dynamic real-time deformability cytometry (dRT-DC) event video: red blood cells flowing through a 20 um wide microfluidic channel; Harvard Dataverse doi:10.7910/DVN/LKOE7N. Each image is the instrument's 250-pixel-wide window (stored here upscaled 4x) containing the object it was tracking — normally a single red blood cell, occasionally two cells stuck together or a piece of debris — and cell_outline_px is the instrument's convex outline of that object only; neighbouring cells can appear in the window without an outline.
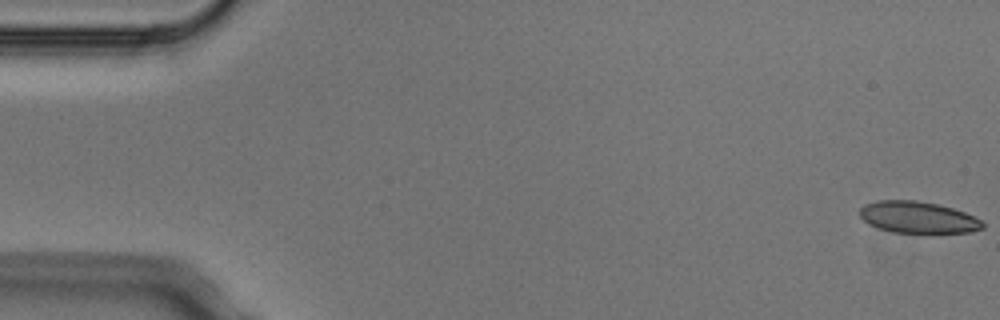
{"species": "Egyptian fruit bat (a non-hibernating species)", "species_latin": "Rousettus aegyptiacus", "temperature_condition": "cold", "stored_images_in_passage": 5, "camera_frame_rate_fps": 3000, "um_per_image_px": 0.085, "animal": {"sex": "male"}, "frame": {"image": 1, "passage_image": 1, "time_ms": 0.0, "image_size_px": [1000, 320], "cell_outline_px": [[984, 228], [972, 232], [892, 232], [868, 224], [860, 216], [860, 208], [864, 204], [876, 200], [916, 200], [936, 204], [952, 208], [964, 212], [980, 220], [984, 224]], "centroid_in_image_um": [77.99, 18.46], "position_along_channel_um": 7.0, "area_um2": 22.43}}
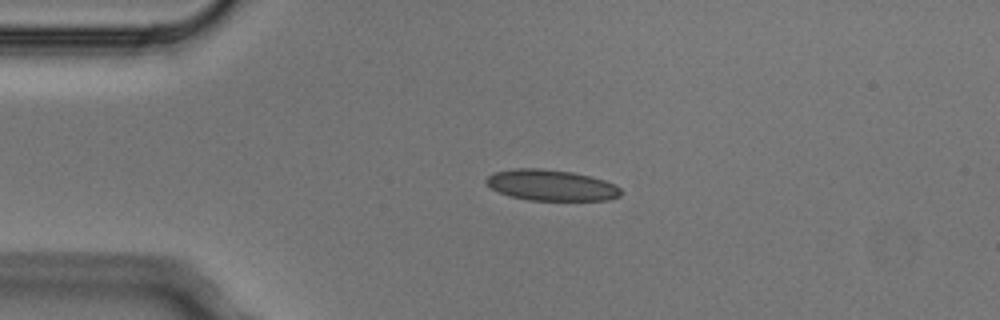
{"frame": {"image": 2, "passage_image": 4, "time_ms": 1.0, "image_size_px": [1000, 320], "cell_outline_px": [[620, 196], [608, 200], [528, 200], [512, 196], [500, 192], [492, 188], [484, 180], [488, 176], [496, 172], [516, 168], [540, 168], [572, 172], [592, 176], [616, 184], [620, 188]], "centroid_in_image_um": [46.89, 15.74], "position_along_channel_um": 38.1, "area_um2": 24.16}}